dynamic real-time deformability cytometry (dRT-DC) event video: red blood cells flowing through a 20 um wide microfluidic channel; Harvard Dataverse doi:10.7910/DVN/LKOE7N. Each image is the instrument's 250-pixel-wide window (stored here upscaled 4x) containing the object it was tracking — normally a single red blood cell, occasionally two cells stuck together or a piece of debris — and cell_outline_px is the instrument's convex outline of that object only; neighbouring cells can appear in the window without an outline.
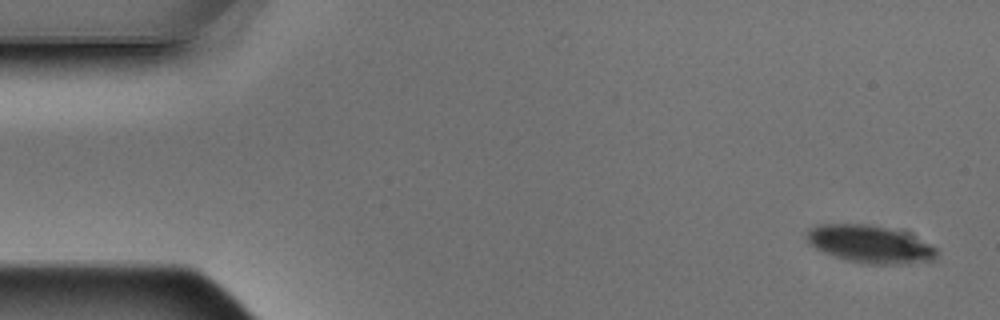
{"species": "Egyptian fruit bat (a non-hibernating species)", "species_latin": "Rousettus aegyptiacus", "temperature_condition": "warm", "stored_images_in_passage": 5, "camera_frame_rate_fps": 3000, "um_per_image_px": 0.085, "animal": {"sex": "male"}, "frame": {"image": 1, "passage_image": 1, "time_ms": 0.0, "image_size_px": [1000, 320], "cell_outline_px": [[936, 260], [908, 264], [860, 264], [824, 252], [816, 248], [804, 236], [808, 228], [816, 224], [868, 224], [888, 228], [928, 244], [936, 248]], "centroid_in_image_um": [73.88, 20.77], "position_along_channel_um": 11.1, "area_um2": 28.09}}
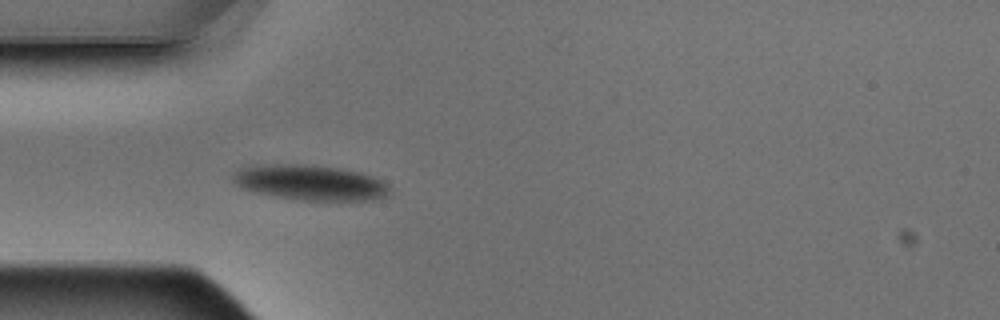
{"frame": {"image": 2, "passage_image": 5, "time_ms": 1.333, "image_size_px": [1000, 320], "cell_outline_px": [[388, 192], [384, 196], [372, 200], [304, 200], [272, 196], [240, 188], [232, 180], [232, 172], [240, 168], [272, 164], [304, 164], [340, 168], [360, 172], [372, 176], [388, 184]], "centroid_in_image_um": [26.32, 15.51], "position_along_channel_um": 58.7, "area_um2": 32.08}}